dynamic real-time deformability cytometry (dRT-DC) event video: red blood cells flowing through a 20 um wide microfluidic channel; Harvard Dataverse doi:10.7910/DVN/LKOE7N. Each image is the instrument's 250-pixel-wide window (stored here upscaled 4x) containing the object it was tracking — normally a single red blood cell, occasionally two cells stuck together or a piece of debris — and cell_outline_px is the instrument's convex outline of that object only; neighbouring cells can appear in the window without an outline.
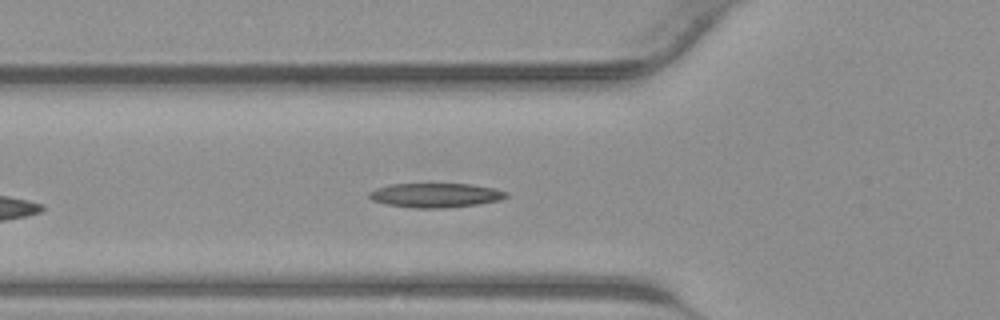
{"species": "common noctule bat (a hibernating species)", "species_latin": "Nyctalus noctula", "temperature_condition": "warm", "stored_images_in_passage": 25, "camera_frame_rate_fps": 3000, "um_per_image_px": 0.085, "animal": {"sex": "male", "body_mass_g": 23.1, "forearm_length_mm": 52.7}, "frame": {"image": 1, "passage_image": 4, "time_ms": 1.0, "image_size_px": [1000, 320], "cell_outline_px": [[508, 196], [500, 200], [476, 204], [444, 208], [416, 208], [384, 204], [372, 200], [368, 196], [368, 192], [376, 188], [388, 184], [472, 184], [496, 188], [508, 192]], "centroid_in_image_um": [37.01, 16.59], "position_along_channel_um": 88.8, "area_um2": 19.54}}
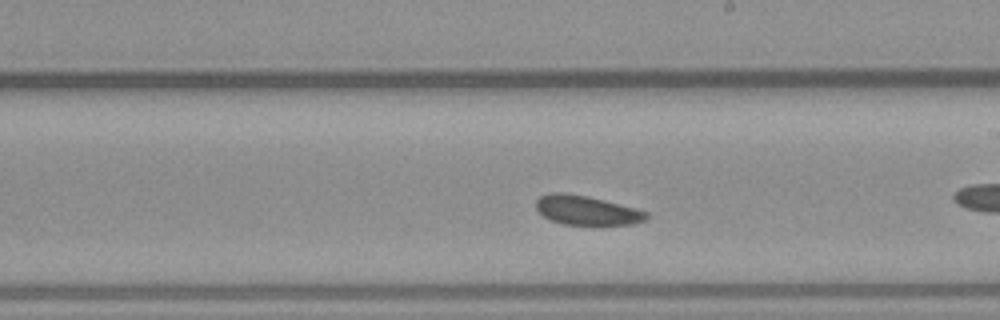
{"frame": {"image": 2, "passage_image": 11, "time_ms": 3.333, "image_size_px": [1000, 320], "cell_outline_px": [[648, 216], [644, 220], [632, 224], [596, 228], [592, 228], [564, 224], [552, 220], [544, 216], [536, 208], [536, 200], [540, 196], [548, 192], [564, 192], [588, 196], [636, 208], [648, 212]], "centroid_in_image_um": [49.89, 17.92], "position_along_channel_um": 239.1, "area_um2": 19.71}}